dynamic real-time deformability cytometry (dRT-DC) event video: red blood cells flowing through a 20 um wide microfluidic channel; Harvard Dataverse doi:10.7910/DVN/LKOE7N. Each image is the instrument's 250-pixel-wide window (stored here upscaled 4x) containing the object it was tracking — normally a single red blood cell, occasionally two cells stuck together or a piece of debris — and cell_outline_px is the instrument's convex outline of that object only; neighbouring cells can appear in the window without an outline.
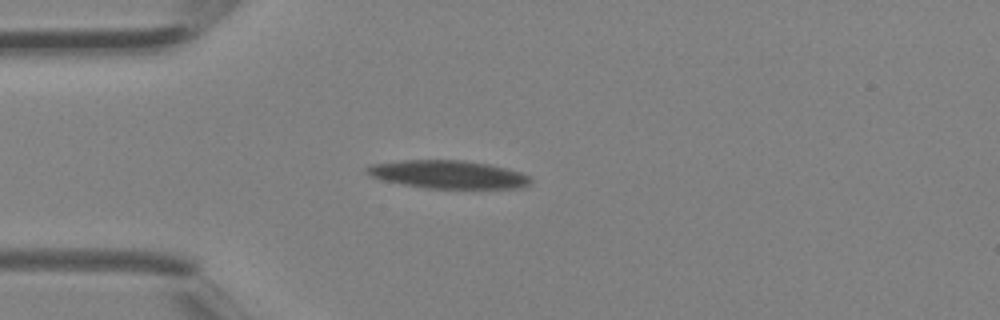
{"species": "Egyptian fruit bat (a non-hibernating species)", "species_latin": "Rousettus aegyptiacus", "temperature_condition": "room temperature", "stored_images_in_passage": 1, "camera_frame_rate_fps": 3000, "um_per_image_px": 0.085, "animal": {"sex": "female"}, "frame": {"image": 1, "passage_image": 1, "time_ms": 0.0, "image_size_px": [1000, 320], "cell_outline_px": [[532, 184], [520, 188], [424, 188], [384, 180], [368, 176], [364, 172], [364, 168], [368, 164], [400, 160], [464, 160], [488, 164], [508, 168], [532, 176]], "centroid_in_image_um": [38.08, 14.82], "position_along_channel_um": 46.9, "area_um2": 27.17}}